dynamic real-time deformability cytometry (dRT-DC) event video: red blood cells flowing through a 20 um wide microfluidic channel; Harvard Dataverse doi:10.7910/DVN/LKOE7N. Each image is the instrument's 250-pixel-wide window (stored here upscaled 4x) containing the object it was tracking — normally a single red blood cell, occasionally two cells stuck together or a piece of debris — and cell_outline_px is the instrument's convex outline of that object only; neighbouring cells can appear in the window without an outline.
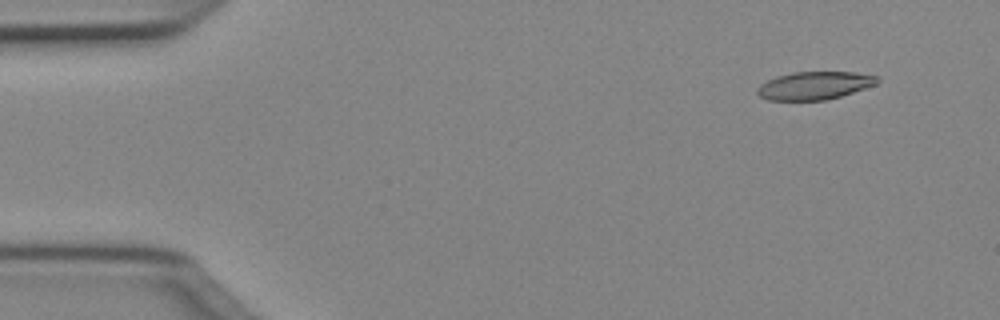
{"species": "Egyptian fruit bat (a non-hibernating species)", "species_latin": "Rousettus aegyptiacus", "temperature_condition": "cold", "stored_images_in_passage": 50, "camera_frame_rate_fps": 3000, "um_per_image_px": 0.085, "animal": {"sex": "female"}, "frame": {"image": 1, "passage_image": 4, "time_ms": 1.0, "image_size_px": [1000, 320], "cell_outline_px": [[880, 80], [876, 84], [840, 96], [824, 100], [768, 100], [760, 96], [756, 92], [756, 88], [760, 84], [776, 76], [792, 72], [852, 72], [876, 76]], "centroid_in_image_um": [69.18, 7.27], "position_along_channel_um": 15.8, "area_um2": 19.36}}
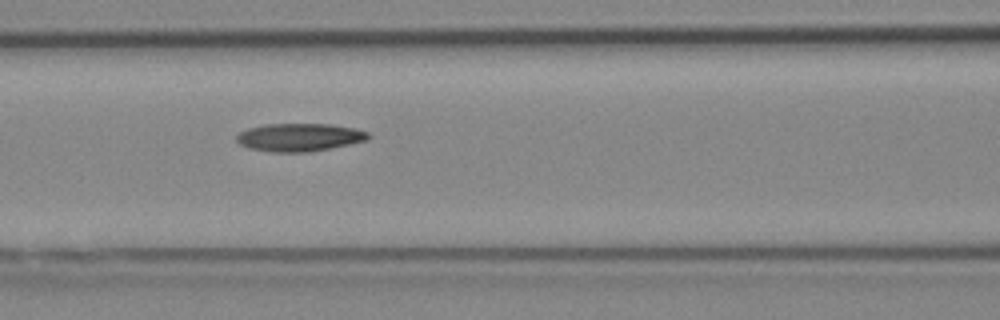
{"frame": {"image": 2, "passage_image": 21, "time_ms": 6.667, "image_size_px": [1000, 320], "cell_outline_px": [[372, 136], [368, 140], [332, 148], [308, 152], [272, 152], [248, 148], [240, 144], [236, 140], [236, 136], [240, 132], [248, 128], [264, 124], [332, 124], [356, 128], [368, 132]], "centroid_in_image_um": [25.48, 11.67], "position_along_channel_um": 141.1, "area_um2": 21.68}}
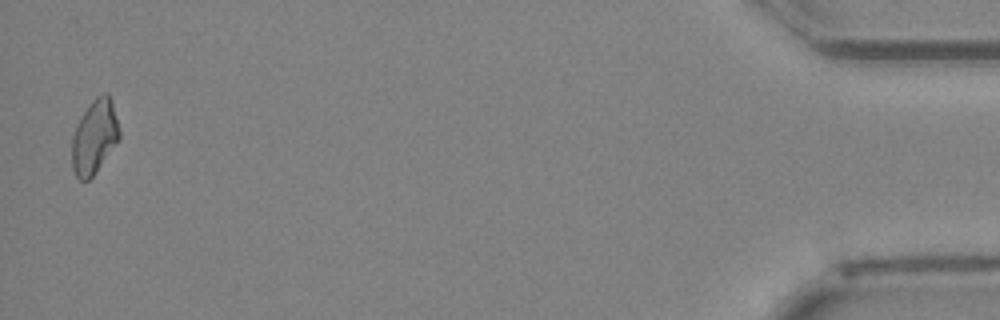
{"frame": {"image": 3, "passage_image": 49, "time_ms": 16.0, "image_size_px": [1000, 320], "cell_outline_px": [[120, 140], [96, 172], [88, 180], [80, 180], [76, 176], [72, 168], [72, 136], [84, 112], [92, 100], [96, 96], [104, 92], [108, 92], [112, 100], [120, 132]], "centroid_in_image_um": [8.05, 11.63], "position_along_channel_um": 427.1, "area_um2": 20.46}, "authors_computed_cell_mechanics": {"area_um2": 20.8658, "velocity_mm_per_s": 4.0395, "shape_relaxation_time_tau1_ms": 7.7069, "shape_relaxation_time_tau2_ms": 7.1698, "deformation_change_tau1": 0.1918, "deformation_change_tau2": 0.1554}}